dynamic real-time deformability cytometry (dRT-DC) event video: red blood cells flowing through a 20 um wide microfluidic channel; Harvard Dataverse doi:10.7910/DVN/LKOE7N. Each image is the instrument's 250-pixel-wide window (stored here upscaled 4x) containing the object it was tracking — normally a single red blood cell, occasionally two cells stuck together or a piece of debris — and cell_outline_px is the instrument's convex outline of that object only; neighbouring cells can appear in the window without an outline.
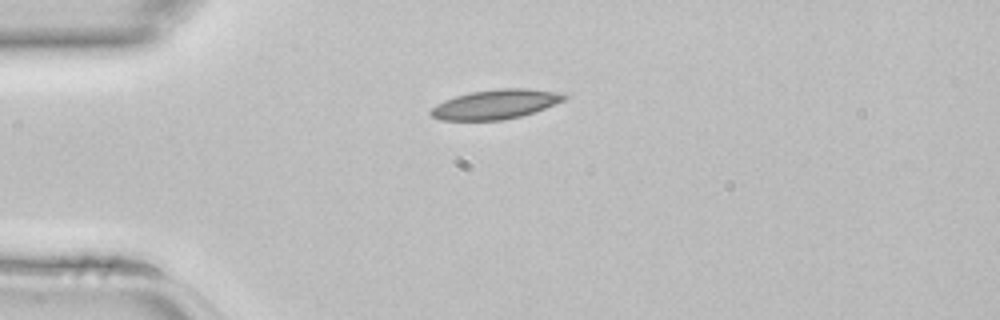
{"species": "common noctule bat (a hibernating species)", "species_latin": "Nyctalus noctula", "temperature_condition": "room temperature", "stored_images_in_passage": 35, "camera_frame_rate_fps": 3000, "um_per_image_px": 0.085, "animal": {"sex": "female", "body_mass_g": 22.7, "forearm_length_mm": 54.2}, "frame": {"image": 1, "passage_image": 1, "time_ms": 0.0, "image_size_px": [1000, 320], "cell_outline_px": [[568, 96], [564, 100], [544, 108], [520, 116], [500, 120], [440, 120], [432, 116], [428, 112], [436, 104], [444, 100], [456, 96], [472, 92], [500, 88], [524, 88], [552, 92]], "centroid_in_image_um": [42.05, 8.87], "position_along_channel_um": 43.0, "area_um2": 22.43}}
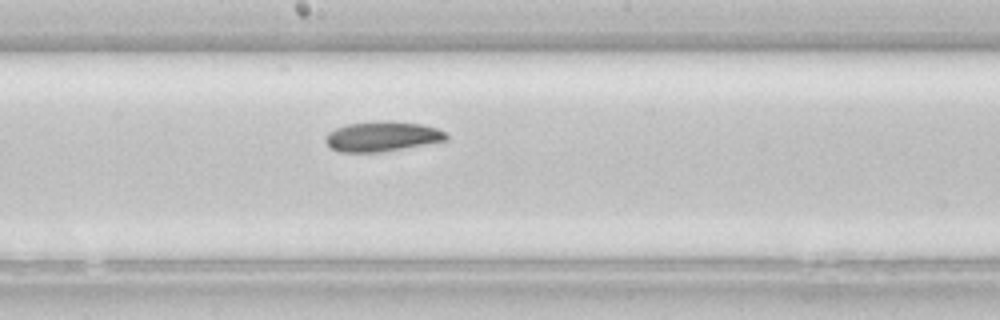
{"frame": {"image": 2, "passage_image": 14, "time_ms": 4.333, "image_size_px": [1000, 320], "cell_outline_px": [[448, 140], [380, 152], [340, 152], [332, 148], [324, 140], [328, 132], [336, 128], [348, 124], [388, 120], [420, 124], [436, 128], [444, 132], [448, 136]], "centroid_in_image_um": [32.47, 11.59], "position_along_channel_um": 215.7, "area_um2": 20.87}}
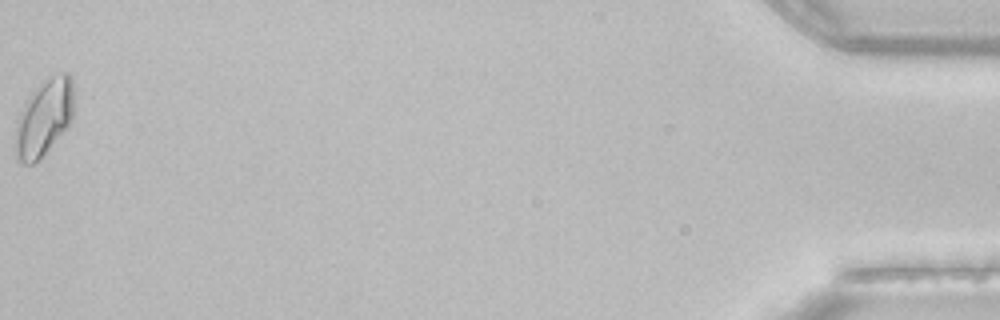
{"frame": {"image": 3, "passage_image": 35, "time_ms": 11.333, "image_size_px": [1000, 320], "cell_outline_px": [[72, 120], [44, 156], [40, 160], [32, 164], [24, 164], [16, 160], [12, 152], [16, 120], [28, 96], [40, 84], [52, 76], [64, 72], [68, 72], [72, 80]], "centroid_in_image_um": [3.67, 10.09], "position_along_channel_um": 431.5, "area_um2": 26.47}}